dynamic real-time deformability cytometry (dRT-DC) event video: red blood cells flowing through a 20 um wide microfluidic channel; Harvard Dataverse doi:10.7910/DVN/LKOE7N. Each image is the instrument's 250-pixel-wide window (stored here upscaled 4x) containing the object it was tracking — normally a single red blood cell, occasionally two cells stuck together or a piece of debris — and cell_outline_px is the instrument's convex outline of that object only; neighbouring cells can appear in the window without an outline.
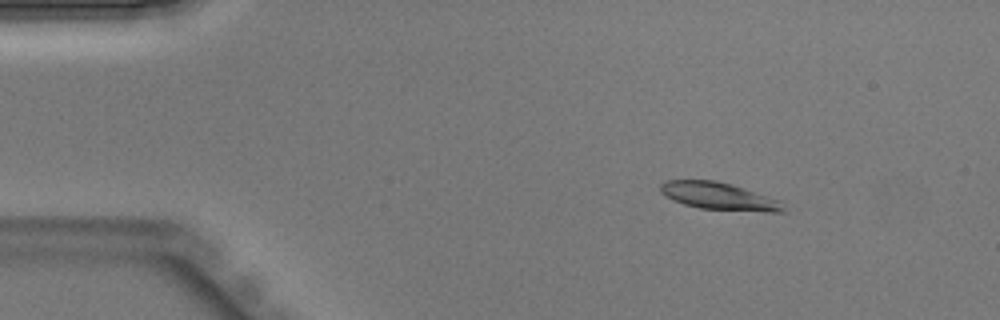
{"species": "Egyptian fruit bat (a non-hibernating species)", "species_latin": "Rousettus aegyptiacus", "temperature_condition": "warm", "stored_images_in_passage": 40, "camera_frame_rate_fps": 3000, "um_per_image_px": 0.085, "animal": {"sex": "male"}, "frame": {"image": 1, "passage_image": 3, "time_ms": 0.667, "image_size_px": [1000, 320], "cell_outline_px": [[788, 212], [764, 212], [700, 208], [684, 204], [660, 192], [660, 184], [664, 180], [716, 180], [732, 184], [780, 200]], "centroid_in_image_um": [61.16, 16.67], "position_along_channel_um": 23.8, "area_um2": 19.59}}
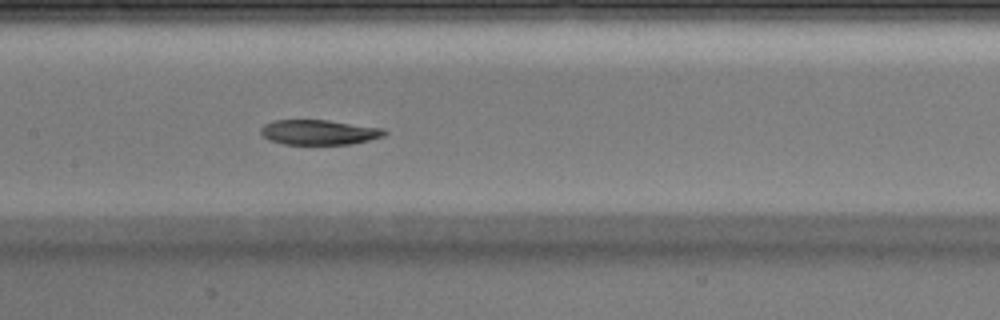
{"frame": {"image": 2, "passage_image": 18, "time_ms": 5.667, "image_size_px": [1000, 320], "cell_outline_px": [[388, 132], [384, 136], [352, 144], [284, 144], [268, 140], [260, 132], [260, 128], [264, 124], [272, 120], [328, 120], [384, 128]], "centroid_in_image_um": [27.11, 11.24], "position_along_channel_um": 180.3, "area_um2": 18.09}}
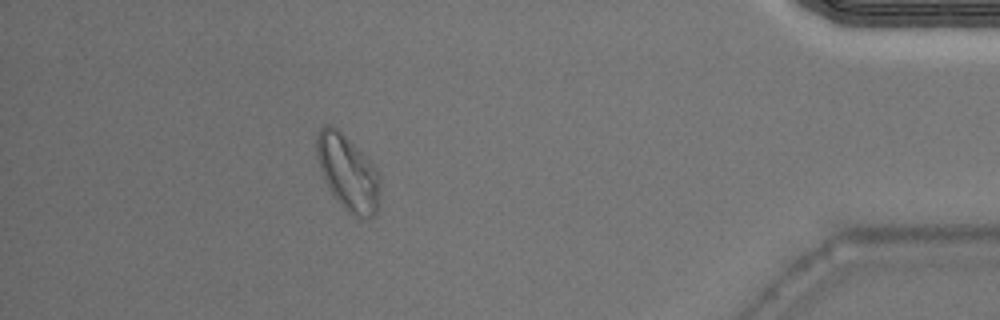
{"frame": {"image": 3, "passage_image": 36, "time_ms": 11.667, "image_size_px": [1000, 320], "cell_outline_px": [[380, 200], [376, 216], [372, 220], [356, 216], [348, 212], [336, 200], [328, 188], [320, 172], [316, 156], [316, 136], [320, 128], [324, 124], [332, 124], [376, 168], [380, 176]], "centroid_in_image_um": [29.56, 14.74], "position_along_channel_um": 405.6, "area_um2": 28.09}}